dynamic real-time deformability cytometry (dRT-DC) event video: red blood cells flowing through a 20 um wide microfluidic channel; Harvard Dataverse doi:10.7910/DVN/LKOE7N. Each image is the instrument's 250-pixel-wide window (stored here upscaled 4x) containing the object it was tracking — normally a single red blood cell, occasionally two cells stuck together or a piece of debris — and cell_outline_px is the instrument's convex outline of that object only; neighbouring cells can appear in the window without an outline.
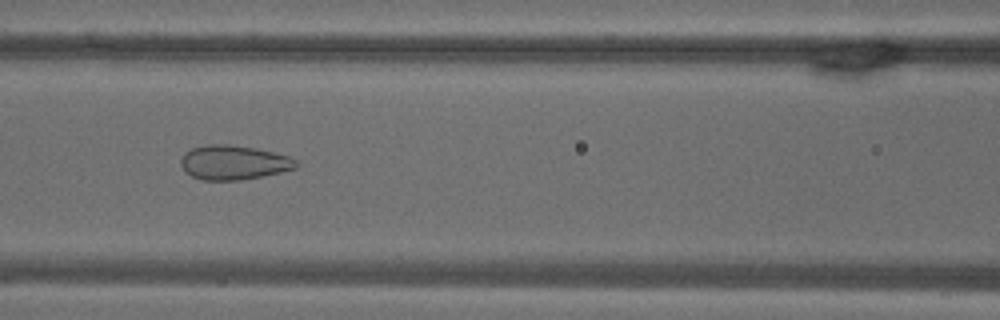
{"species": "common noctule bat (a hibernating species)", "species_latin": "Nyctalus noctula", "temperature_condition": "warm", "stored_images_in_passage": 55, "camera_frame_rate_fps": 3000, "um_per_image_px": 0.085, "animal": {"sex": "male", "body_mass_g": 18.8}, "frame": {"image": 1, "passage_image": 24, "time_ms": 7.667, "image_size_px": [1000, 320], "cell_outline_px": [[300, 164], [296, 168], [280, 172], [240, 180], [200, 180], [184, 172], [180, 164], [180, 160], [184, 152], [192, 148], [208, 144], [228, 144], [256, 148], [288, 156], [296, 160]], "centroid_in_image_um": [19.82, 13.81], "position_along_channel_um": 146.8, "area_um2": 23.18}}
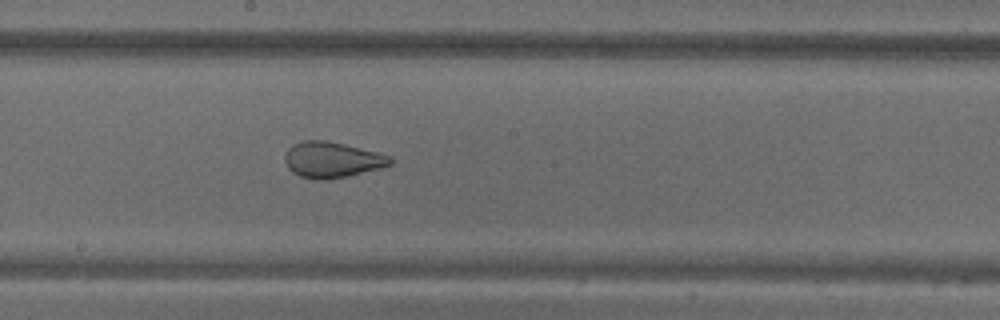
{"frame": {"image": 2, "passage_image": 30, "time_ms": 9.667, "image_size_px": [1000, 320], "cell_outline_px": [[396, 160], [392, 164], [380, 168], [348, 176], [328, 180], [316, 180], [300, 176], [292, 172], [288, 168], [284, 160], [284, 156], [288, 148], [292, 144], [304, 140], [324, 140], [344, 144], [380, 152], [392, 156]], "centroid_in_image_um": [28.25, 13.58], "position_along_channel_um": 220.0, "area_um2": 22.37}}
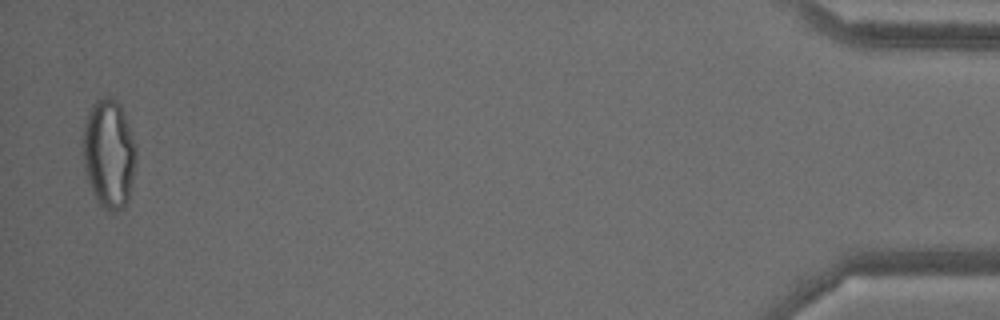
{"frame": {"image": 3, "passage_image": 54, "time_ms": 17.667, "image_size_px": [1000, 320], "cell_outline_px": [[136, 164], [128, 200], [116, 212], [108, 212], [96, 200], [92, 192], [88, 180], [84, 164], [80, 144], [80, 140], [84, 124], [88, 112], [92, 104], [96, 100], [104, 96], [112, 96], [116, 100], [124, 112], [136, 144]], "centroid_in_image_um": [9.23, 13.03], "position_along_channel_um": 426.0, "area_um2": 34.39}, "authors_computed_cell_mechanics": {"area_um2": 28.3798, "velocity_mm_per_s": 3.6667, "shape_relaxation_time_tau1_ms": null, "shape_relaxation_time_tau2_ms": 1.0362, "deformation_change_tau1": null, "deformation_change_tau2": 0.0867}}